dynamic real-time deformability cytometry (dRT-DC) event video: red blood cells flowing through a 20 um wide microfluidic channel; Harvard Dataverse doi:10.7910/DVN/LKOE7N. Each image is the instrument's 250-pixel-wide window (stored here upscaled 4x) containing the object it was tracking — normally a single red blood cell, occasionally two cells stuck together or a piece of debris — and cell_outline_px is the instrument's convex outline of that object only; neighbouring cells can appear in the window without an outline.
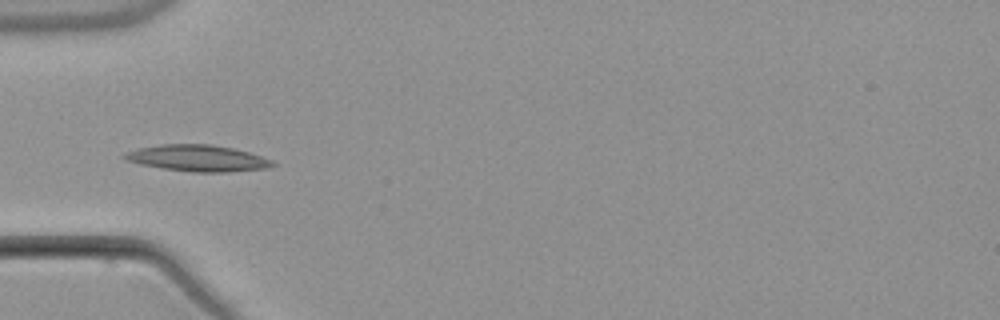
{"species": "common noctule bat (a hibernating species)", "species_latin": "Nyctalus noctula", "temperature_condition": "warm", "stored_images_in_passage": 4, "camera_frame_rate_fps": 3000, "um_per_image_px": 0.085, "animal": {"sex": "male", "body_mass_g": 21.5, "forearm_length_mm": 52.0}, "frame": {"image": 1, "passage_image": 2, "time_ms": 1.333, "image_size_px": [1000, 320], "cell_outline_px": [[276, 164], [268, 168], [228, 172], [192, 172], [160, 168], [140, 164], [128, 160], [120, 156], [136, 148], [160, 144], [212, 144], [232, 148], [248, 152], [272, 160]], "centroid_in_image_um": [16.79, 13.44], "position_along_channel_um": 68.2, "area_um2": 22.77}}
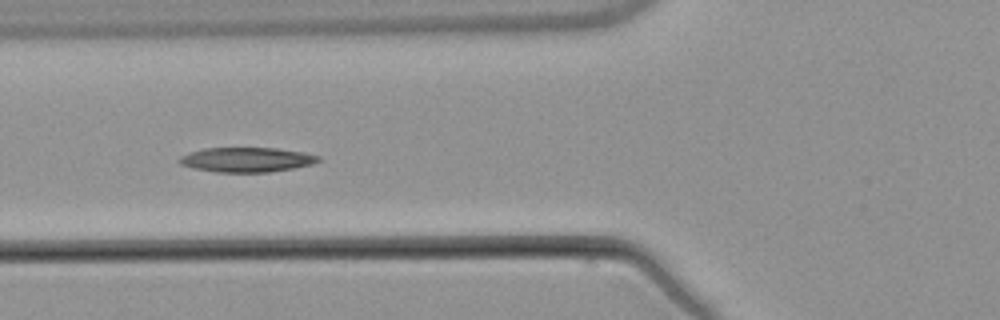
{"frame": {"image": 2, "passage_image": 3, "time_ms": 2.333, "image_size_px": [1000, 320], "cell_outline_px": [[320, 160], [312, 164], [292, 168], [268, 172], [216, 172], [192, 168], [180, 164], [176, 160], [180, 156], [204, 148], [276, 148], [304, 152], [320, 156]], "centroid_in_image_um": [20.94, 13.57], "position_along_channel_um": 104.9, "area_um2": 19.94}}
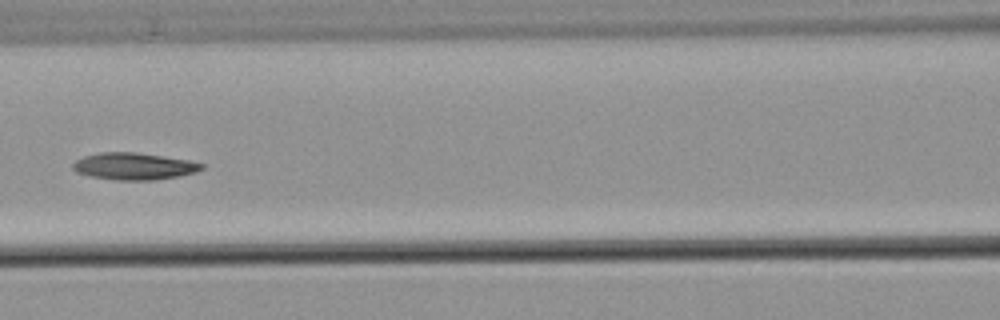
{"frame": {"image": 3, "passage_image": 4, "time_ms": 3.667, "image_size_px": [1000, 320], "cell_outline_px": [[204, 168], [196, 172], [180, 176], [156, 180], [116, 180], [92, 176], [76, 172], [72, 168], [72, 164], [76, 160], [84, 156], [100, 152], [136, 152], [188, 160], [204, 164]], "centroid_in_image_um": [11.39, 14.13], "position_along_channel_um": 155.2, "area_um2": 20.23}}